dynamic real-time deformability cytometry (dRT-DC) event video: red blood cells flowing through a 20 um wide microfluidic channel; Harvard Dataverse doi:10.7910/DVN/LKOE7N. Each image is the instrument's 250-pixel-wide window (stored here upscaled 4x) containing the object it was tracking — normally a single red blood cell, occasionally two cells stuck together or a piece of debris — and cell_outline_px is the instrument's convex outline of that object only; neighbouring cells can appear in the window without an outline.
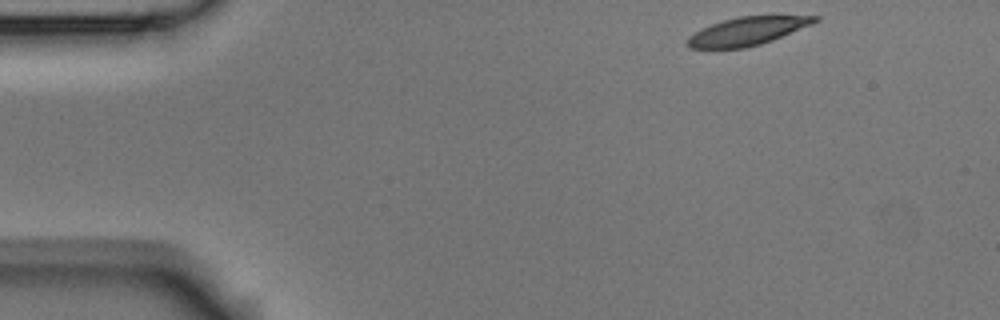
{"species": "Egyptian fruit bat (a non-hibernating species)", "species_latin": "Rousettus aegyptiacus", "temperature_condition": "room temperature", "stored_images_in_passage": 8, "camera_frame_rate_fps": 3000, "um_per_image_px": 0.085, "animal": {"sex": "male"}, "frame": {"image": 1, "passage_image": 1, "time_ms": 0.0, "image_size_px": [1000, 320], "cell_outline_px": [[820, 20], [812, 24], [772, 40], [760, 44], [744, 48], [688, 48], [684, 44], [688, 36], [712, 24], [736, 16], [820, 16]], "centroid_in_image_um": [63.5, 2.65], "position_along_channel_um": 21.5, "area_um2": 20.69}}
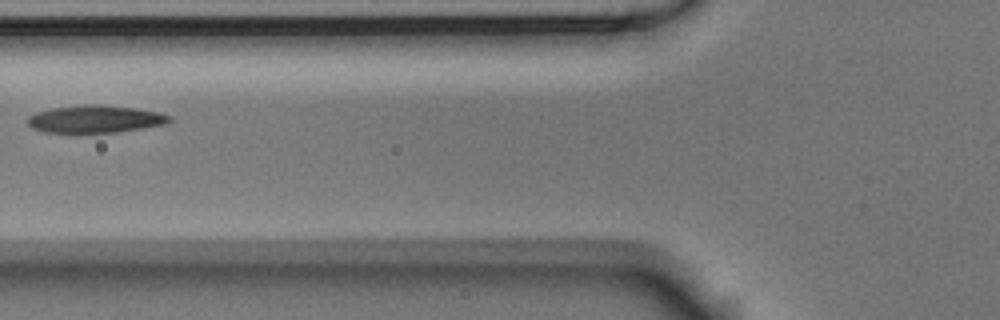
{"frame": {"image": 2, "passage_image": 5, "time_ms": 5.0, "image_size_px": [1000, 320], "cell_outline_px": [[172, 120], [168, 124], [144, 128], [116, 132], [80, 136], [72, 136], [44, 132], [32, 128], [28, 124], [28, 116], [36, 112], [52, 108], [84, 104], [96, 104], [136, 108], [160, 112], [172, 116]], "centroid_in_image_um": [8.07, 10.17], "position_along_channel_um": 117.7, "area_um2": 23.99}}
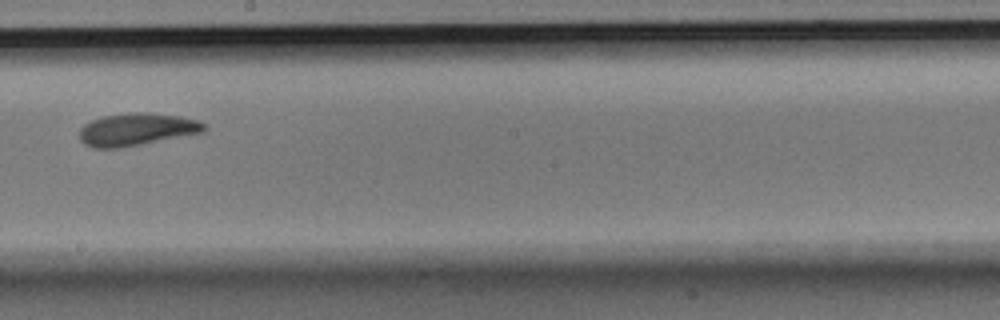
{"frame": {"image": 3, "passage_image": 8, "time_ms": 8.333, "image_size_px": [1000, 320], "cell_outline_px": [[208, 128], [204, 132], [120, 148], [92, 148], [84, 144], [80, 140], [80, 128], [84, 124], [92, 120], [104, 116], [136, 112], [148, 112], [180, 116], [196, 120], [208, 124]], "centroid_in_image_um": [11.64, 11.0], "position_along_channel_um": 236.6, "area_um2": 23.64}}